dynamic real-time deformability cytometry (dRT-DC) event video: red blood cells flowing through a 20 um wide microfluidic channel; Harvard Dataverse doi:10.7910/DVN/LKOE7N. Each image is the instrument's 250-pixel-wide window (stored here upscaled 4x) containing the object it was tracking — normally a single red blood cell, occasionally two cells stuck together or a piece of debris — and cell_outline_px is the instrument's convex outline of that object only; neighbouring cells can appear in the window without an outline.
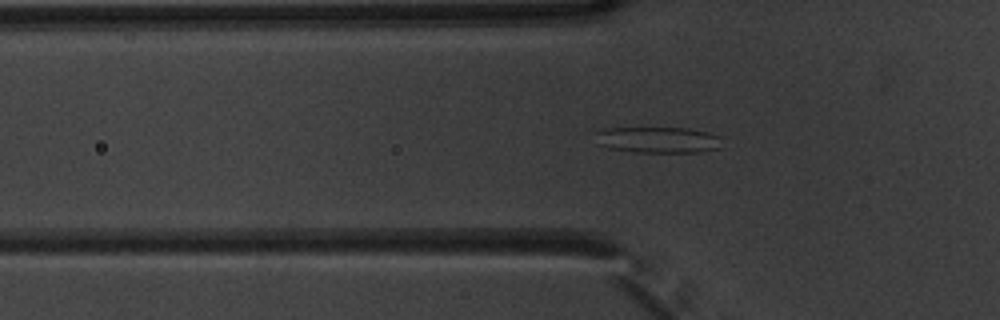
{"species": "common noctule bat (a hibernating species)", "species_latin": "Nyctalus noctula", "temperature_condition": "warm", "stored_images_in_passage": 44, "camera_frame_rate_fps": 3000, "um_per_image_px": 0.085, "animal": {"sex": "male", "body_mass_g": 20.1, "forearm_length_mm": 53.5}, "frame": {"image": 1, "passage_image": 8, "time_ms": 2.333, "image_size_px": [1000, 320], "cell_outline_px": [[720, 148], [700, 152], [632, 152], [612, 148], [596, 144], [592, 132], [604, 128], [688, 128], [720, 136]], "centroid_in_image_um": [55.84, 11.88], "position_along_channel_um": 70.0, "area_um2": 19.42}}
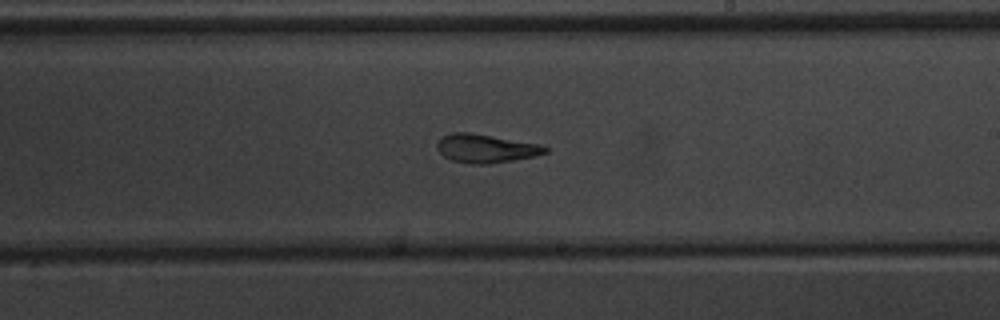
{"frame": {"image": 2, "passage_image": 22, "time_ms": 7.0, "image_size_px": [1000, 320], "cell_outline_px": [[548, 152], [536, 156], [488, 164], [472, 164], [452, 160], [444, 156], [436, 148], [436, 144], [440, 136], [452, 132], [468, 132], [540, 144], [548, 148]], "centroid_in_image_um": [41.26, 12.61], "position_along_channel_um": 247.7, "area_um2": 17.98}}
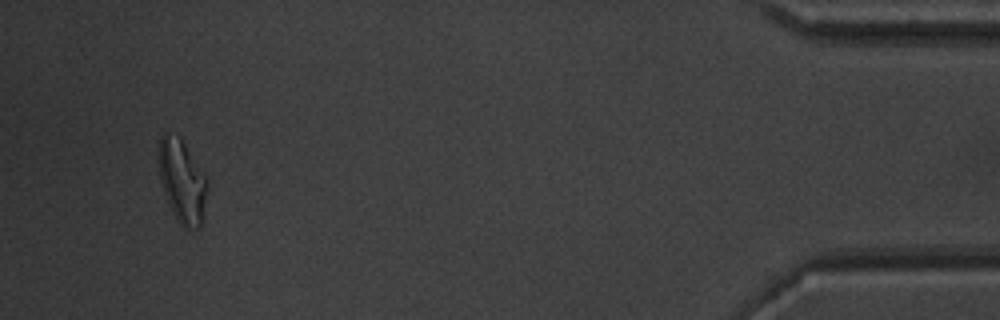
{"frame": {"image": 3, "passage_image": 41, "time_ms": 13.333, "image_size_px": [1000, 320], "cell_outline_px": [[208, 184], [200, 228], [184, 228], [176, 220], [172, 212], [164, 192], [160, 180], [156, 156], [160, 136], [164, 132], [168, 132], [180, 136], [208, 180]], "centroid_in_image_um": [15.44, 15.34], "position_along_channel_um": 419.8, "area_um2": 23.87}, "authors_computed_cell_mechanics": {"area_um2": 18.8139, "velocity_mm_per_s": 3.8019, "shape_relaxation_time_tau1_ms": 9.465, "shape_relaxation_time_tau2_ms": 2.6525, "deformation_change_tau1": 0.2215, "deformation_change_tau2": 0.1023}}